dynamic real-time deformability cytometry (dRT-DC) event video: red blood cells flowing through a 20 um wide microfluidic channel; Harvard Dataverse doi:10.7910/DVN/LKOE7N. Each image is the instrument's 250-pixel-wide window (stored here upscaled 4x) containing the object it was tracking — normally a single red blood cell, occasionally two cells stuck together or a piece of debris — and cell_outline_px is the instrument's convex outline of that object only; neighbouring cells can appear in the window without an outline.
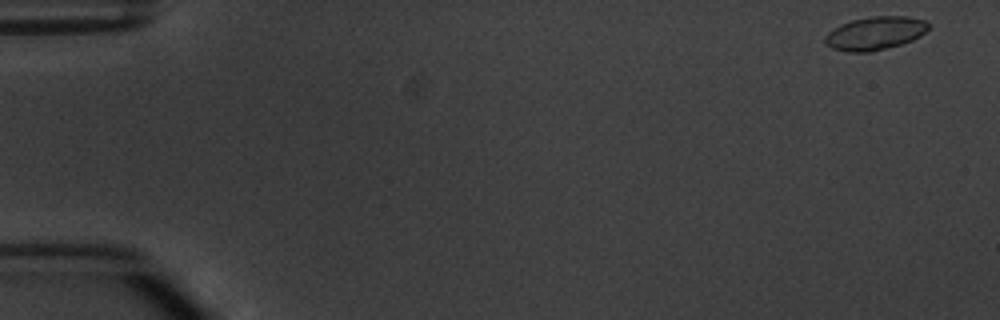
{"species": "common noctule bat (a hibernating species)", "species_latin": "Nyctalus noctula", "temperature_condition": "warm", "stored_images_in_passage": 4, "camera_frame_rate_fps": 3000, "um_per_image_px": 0.085, "animal": {"sex": "male", "body_mass_g": 20.1, "forearm_length_mm": 53.5}, "frame": {"image": 1, "passage_image": 1, "time_ms": 0.0, "image_size_px": [1000, 320], "cell_outline_px": [[932, 28], [920, 36], [912, 40], [900, 44], [872, 52], [848, 52], [832, 48], [824, 44], [824, 36], [828, 32], [840, 24], [852, 20], [872, 16], [904, 16], [924, 20]], "centroid_in_image_um": [74.37, 2.83], "position_along_channel_um": 10.6, "area_um2": 20.17}}
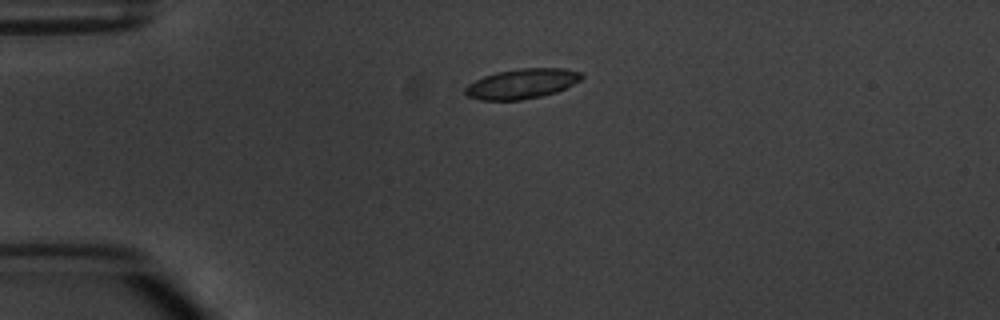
{"frame": {"image": 2, "passage_image": 4, "time_ms": 3.667, "image_size_px": [1000, 320], "cell_outline_px": [[584, 76], [580, 80], [556, 92], [540, 96], [520, 100], [480, 100], [468, 96], [464, 92], [464, 88], [468, 84], [484, 76], [496, 72], [520, 68], [564, 68], [580, 72]], "centroid_in_image_um": [44.34, 7.11], "position_along_channel_um": 40.7, "area_um2": 20.17}}